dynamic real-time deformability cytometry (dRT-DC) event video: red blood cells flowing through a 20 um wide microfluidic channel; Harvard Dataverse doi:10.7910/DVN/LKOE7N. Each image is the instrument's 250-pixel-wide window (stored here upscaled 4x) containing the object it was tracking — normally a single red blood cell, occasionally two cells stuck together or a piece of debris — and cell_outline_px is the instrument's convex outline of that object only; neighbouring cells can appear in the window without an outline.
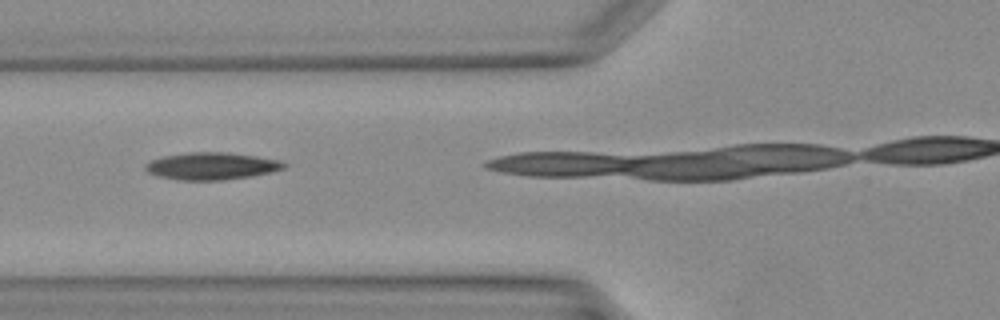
{"species": "Egyptian fruit bat (a non-hibernating species)", "species_latin": "Rousettus aegyptiacus", "temperature_condition": "warm", "stored_images_in_passage": 15, "camera_frame_rate_fps": 3000, "um_per_image_px": 0.085, "animal": {"sex": "female"}, "frame": {"image": 1, "passage_image": 7, "time_ms": 2.0, "image_size_px": [1000, 320], "cell_outline_px": [[288, 164], [284, 168], [272, 172], [252, 176], [224, 180], [176, 180], [156, 176], [148, 172], [144, 168], [144, 164], [152, 160], [164, 156], [184, 152], [224, 152], [256, 156], [280, 160]], "centroid_in_image_um": [17.97, 14.12], "position_along_channel_um": 107.8, "area_um2": 22.2}}